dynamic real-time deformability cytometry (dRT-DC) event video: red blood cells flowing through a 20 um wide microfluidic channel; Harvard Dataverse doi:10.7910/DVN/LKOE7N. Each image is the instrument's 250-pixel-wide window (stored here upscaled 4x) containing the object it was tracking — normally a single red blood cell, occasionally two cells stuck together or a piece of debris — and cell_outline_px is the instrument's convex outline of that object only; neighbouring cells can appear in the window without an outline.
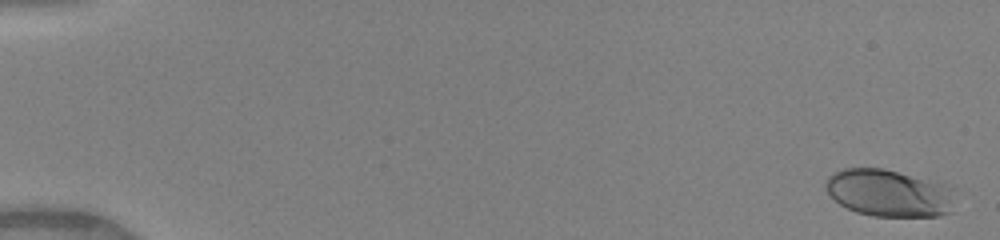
{"species": "human", "species_latin": "Homo sapiens", "temperature_condition": "warm", "stored_images_in_passage": 46, "camera_frame_rate_fps": 3000, "um_per_image_px": 0.085, "donor": {"sex": "female"}, "frame": {"image": 1, "passage_image": 2, "time_ms": 0.333, "image_size_px": [1000, 240], "cell_outline_px": [[952, 212], [936, 216], [872, 216], [856, 212], [840, 204], [824, 188], [824, 184], [828, 176], [832, 172], [844, 168], [884, 168], [944, 184], [952, 188]], "centroid_in_image_um": [75.52, 16.4], "position_along_channel_um": 9.5, "area_um2": 35.49}}
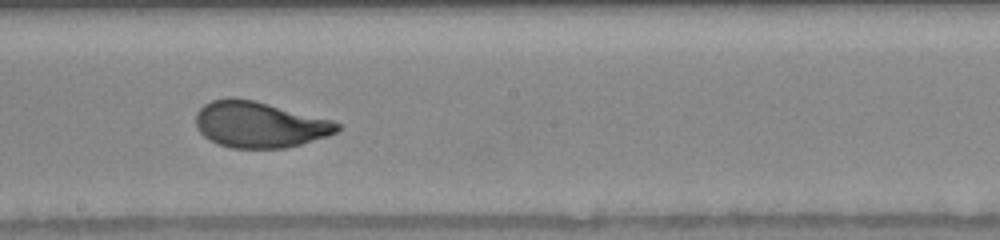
{"frame": {"image": 2, "passage_image": 30, "time_ms": 9.667, "image_size_px": [1000, 240], "cell_outline_px": [[340, 128], [336, 132], [328, 136], [300, 144], [284, 148], [232, 148], [216, 144], [208, 140], [196, 128], [196, 112], [204, 104], [212, 100], [228, 96], [232, 96], [252, 100], [332, 120], [340, 124]], "centroid_in_image_um": [22.0, 10.59], "position_along_channel_um": 226.2, "area_um2": 37.97}}
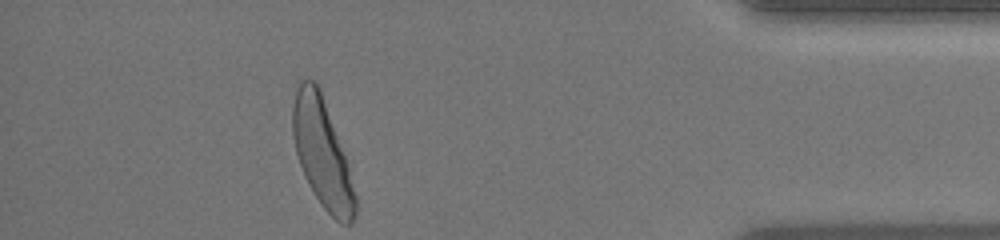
{"frame": {"image": 3, "passage_image": 46, "time_ms": 15.0, "image_size_px": [1000, 240], "cell_outline_px": [[356, 212], [352, 224], [340, 224], [320, 204], [308, 184], [300, 164], [296, 152], [292, 136], [292, 108], [296, 92], [300, 84], [304, 80], [316, 80], [320, 88], [344, 156], [348, 168], [356, 196]], "centroid_in_image_um": [27.37, 13.05], "position_along_channel_um": 407.8, "area_um2": 38.73}, "authors_computed_cell_mechanics": {"area_um2": 37.3677, "velocity_mm_per_s": 4.1191, "shape_relaxation_time_tau1_ms": 2.8168, "shape_relaxation_time_tau2_ms": null, "deformation_change_tau1": 0.1658, "deformation_change_tau2": null}}